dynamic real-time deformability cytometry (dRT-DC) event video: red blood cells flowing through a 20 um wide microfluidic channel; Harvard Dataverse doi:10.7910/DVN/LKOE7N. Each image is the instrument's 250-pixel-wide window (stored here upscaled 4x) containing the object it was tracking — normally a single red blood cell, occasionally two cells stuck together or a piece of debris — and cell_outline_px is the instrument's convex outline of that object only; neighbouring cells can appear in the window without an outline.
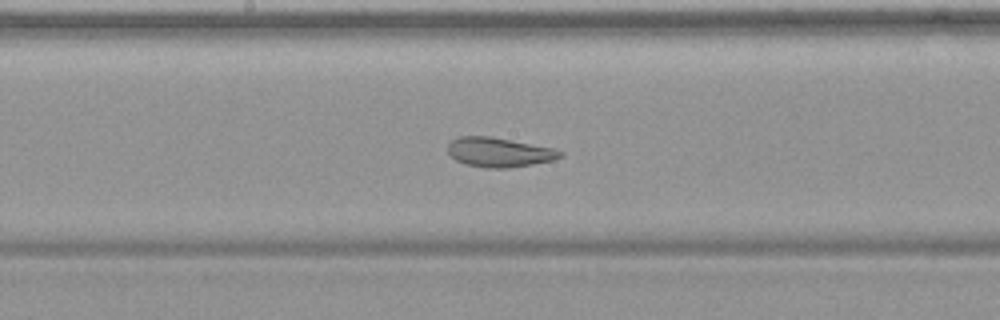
{"species": "common noctule bat (a hibernating species)", "species_latin": "Nyctalus noctula", "temperature_condition": "warm", "stored_images_in_passage": 55, "camera_frame_rate_fps": 3000, "um_per_image_px": 0.085, "animal": {"sex": "female", "body_mass_g": 19.9}, "frame": {"image": 1, "passage_image": 30, "time_ms": 9.667, "image_size_px": [1000, 320], "cell_outline_px": [[564, 156], [552, 160], [532, 164], [508, 168], [484, 168], [464, 164], [456, 160], [448, 152], [448, 144], [452, 140], [460, 136], [492, 136], [556, 148], [564, 152]], "centroid_in_image_um": [42.46, 12.93], "position_along_channel_um": 205.7, "area_um2": 19.54}}
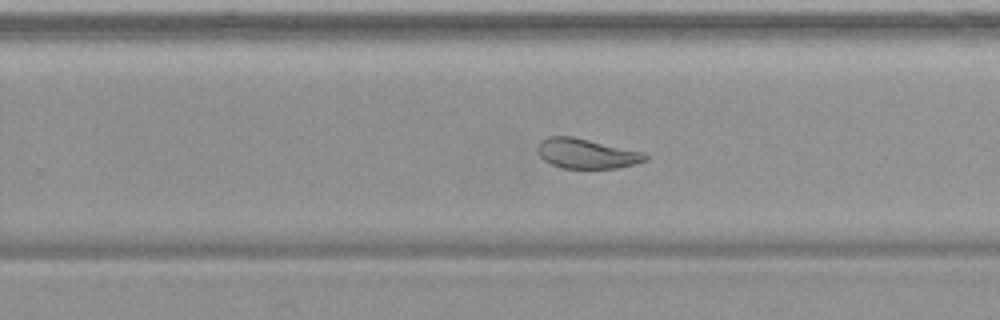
{"frame": {"image": 2, "passage_image": 36, "time_ms": 11.667, "image_size_px": [1000, 320], "cell_outline_px": [[648, 160], [616, 168], [560, 168], [544, 160], [536, 152], [536, 144], [540, 140], [548, 136], [572, 136], [644, 152], [648, 156]], "centroid_in_image_um": [49.8, 13.04], "position_along_channel_um": 280.0, "area_um2": 18.84}}
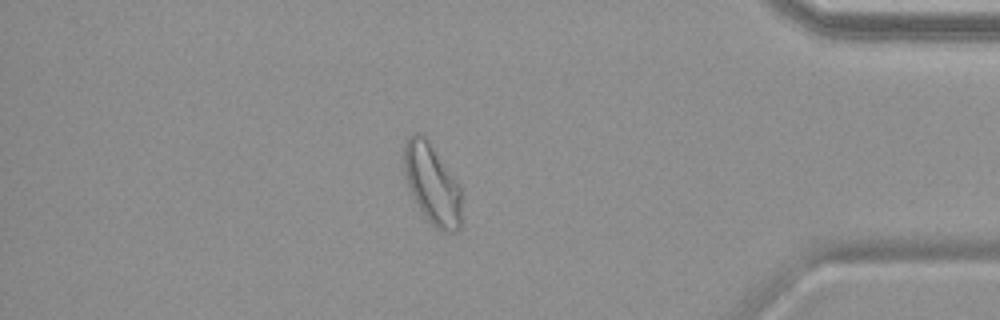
{"frame": {"image": 3, "passage_image": 48, "time_ms": 15.667, "image_size_px": [1000, 320], "cell_outline_px": [[460, 232], [444, 232], [436, 228], [424, 216], [412, 196], [404, 172], [404, 144], [408, 136], [416, 132], [420, 132], [428, 140], [460, 184]], "centroid_in_image_um": [36.73, 15.64], "position_along_channel_um": 398.5, "area_um2": 26.93}, "authors_computed_cell_mechanics": {"area_um2": 26.7614, "velocity_mm_per_s": 3.7322, "shape_relaxation_time_tau1_ms": null, "shape_relaxation_time_tau2_ms": 1.6704, "deformation_change_tau1": null, "deformation_change_tau2": 0.0846}}